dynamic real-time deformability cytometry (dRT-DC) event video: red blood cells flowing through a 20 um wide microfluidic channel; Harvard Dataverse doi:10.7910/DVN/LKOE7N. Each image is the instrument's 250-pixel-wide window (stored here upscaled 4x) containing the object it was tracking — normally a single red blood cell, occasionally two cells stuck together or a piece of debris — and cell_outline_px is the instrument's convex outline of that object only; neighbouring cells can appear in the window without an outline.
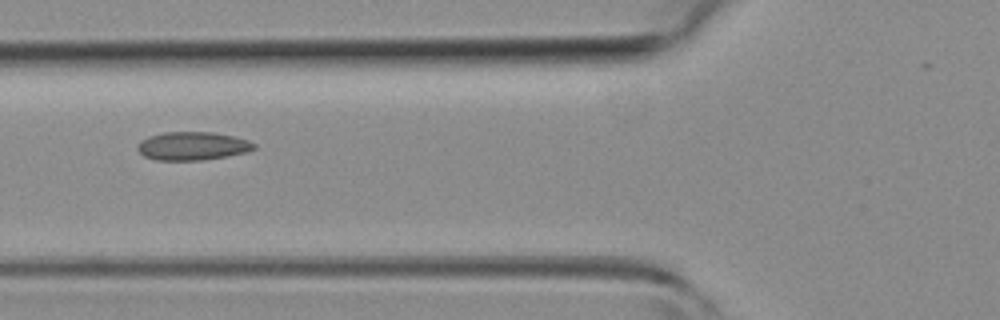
{"species": "common noctule bat (a hibernating species)", "species_latin": "Nyctalus noctula", "temperature_condition": "room temperature", "stored_images_in_passage": 4, "camera_frame_rate_fps": 3000, "um_per_image_px": 0.085, "animal": {"sex": "female", "body_mass_g": 19.3, "forearm_length_mm": 54.1}, "frame": {"image": 1, "passage_image": 4, "time_ms": 4.333, "image_size_px": [1000, 320], "cell_outline_px": [[256, 148], [244, 152], [224, 156], [200, 160], [156, 160], [144, 156], [136, 148], [136, 144], [140, 140], [148, 136], [164, 132], [212, 132], [232, 136], [248, 140], [256, 144]], "centroid_in_image_um": [16.3, 12.4], "position_along_channel_um": 109.5, "area_um2": 19.13}}